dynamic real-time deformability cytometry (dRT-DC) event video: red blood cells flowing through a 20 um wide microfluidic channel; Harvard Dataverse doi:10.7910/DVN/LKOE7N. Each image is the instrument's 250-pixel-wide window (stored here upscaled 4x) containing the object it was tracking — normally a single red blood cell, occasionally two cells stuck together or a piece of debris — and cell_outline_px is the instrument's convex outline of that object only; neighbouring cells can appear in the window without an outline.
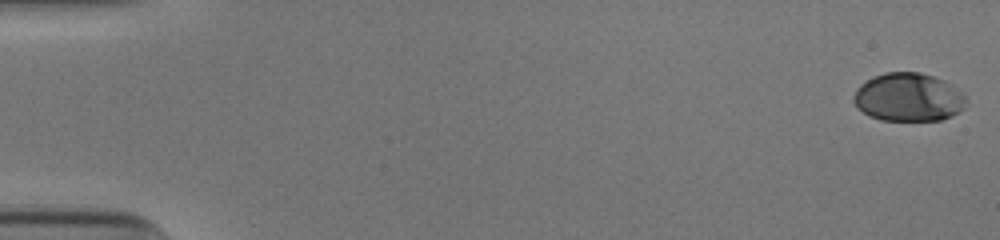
{"species": "human", "species_latin": "Homo sapiens", "temperature_condition": "cold", "stored_images_in_passage": 53, "camera_frame_rate_fps": 3000, "um_per_image_px": 0.085, "donor": {"sex": "male"}, "frame": {"image": 1, "passage_image": 1, "time_ms": 0.0, "image_size_px": [1000, 240], "cell_outline_px": [[964, 108], [952, 116], [940, 120], [880, 120], [868, 116], [856, 108], [852, 100], [852, 96], [856, 88], [860, 84], [872, 76], [884, 72], [920, 72], [944, 80], [952, 84], [964, 96]], "centroid_in_image_um": [77.14, 8.26], "position_along_channel_um": 7.9, "area_um2": 31.96}}
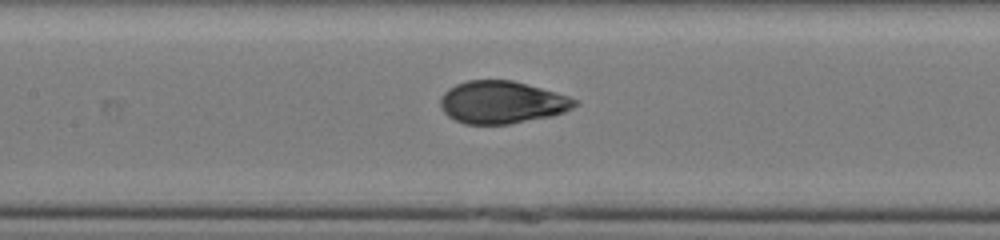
{"frame": {"image": 2, "passage_image": 26, "time_ms": 8.333, "image_size_px": [1000, 240], "cell_outline_px": [[580, 104], [564, 112], [552, 116], [508, 124], [464, 124], [448, 116], [440, 108], [440, 96], [448, 88], [456, 84], [468, 80], [512, 80], [556, 92], [568, 96], [576, 100]], "centroid_in_image_um": [42.65, 8.69], "position_along_channel_um": 164.8, "area_um2": 33.35}}
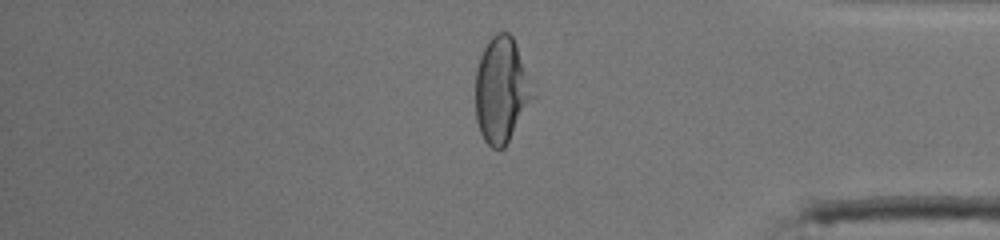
{"frame": {"image": 3, "passage_image": 45, "time_ms": 14.667, "image_size_px": [1000, 240], "cell_outline_px": [[536, 96], [504, 148], [492, 148], [484, 140], [480, 132], [476, 120], [476, 68], [480, 56], [488, 40], [496, 32], [508, 32], [512, 36], [516, 44]], "centroid_in_image_um": [42.62, 7.66], "position_along_channel_um": 392.6, "area_um2": 35.26}, "authors_computed_cell_mechanics": {"area_um2": 33.6396, "velocity_mm_per_s": 3.9164, "shape_relaxation_time_tau1_ms": 5.9206, "shape_relaxation_time_tau2_ms": null, "deformation_change_tau1": 0.1975, "deformation_change_tau2": null}}